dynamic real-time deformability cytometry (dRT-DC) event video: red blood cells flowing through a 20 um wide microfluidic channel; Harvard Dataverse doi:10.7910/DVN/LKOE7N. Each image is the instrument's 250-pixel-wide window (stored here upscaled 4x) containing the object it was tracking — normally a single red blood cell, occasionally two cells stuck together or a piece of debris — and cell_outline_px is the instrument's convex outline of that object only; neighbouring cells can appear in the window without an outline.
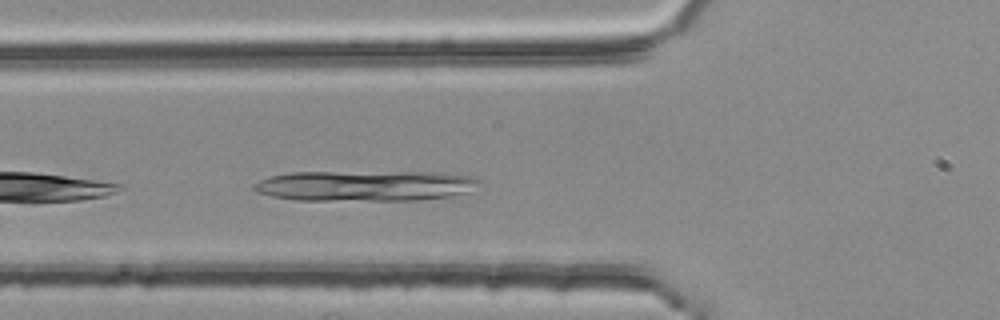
{"species": "common noctule bat (a hibernating species)", "species_latin": "Nyctalus noctula", "temperature_condition": "room temperature", "stored_images_in_passage": 31, "camera_frame_rate_fps": 3000, "um_per_image_px": 0.085, "animal": {"sex": "female", "body_mass_g": 25.1}, "frame": {"image": 1, "passage_image": 4, "time_ms": 1.0, "image_size_px": [1000, 320], "cell_outline_px": [[480, 180], [468, 192], [448, 196], [416, 200], [296, 200], [272, 196], [256, 192], [252, 188], [252, 184], [268, 176], [292, 172], [444, 172], [468, 176]], "centroid_in_image_um": [30.96, 15.78], "position_along_channel_um": 94.8, "area_um2": 40.11}}
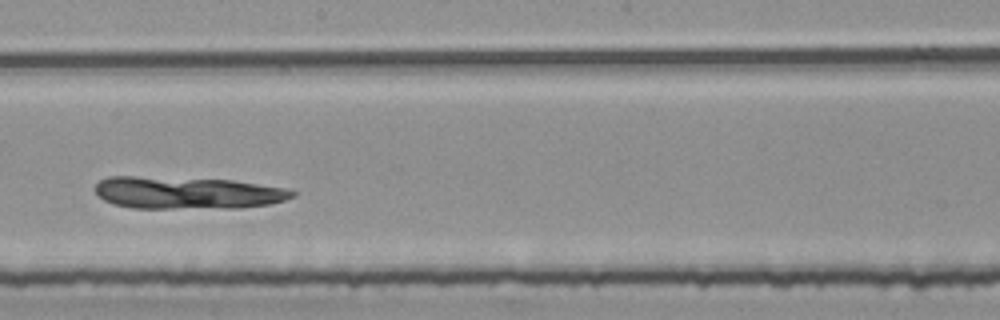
{"frame": {"image": 2, "passage_image": 15, "time_ms": 4.667, "image_size_px": [1000, 320], "cell_outline_px": [[296, 196], [284, 200], [268, 204], [240, 208], [132, 208], [112, 204], [104, 200], [96, 192], [96, 184], [100, 180], [108, 176], [136, 176], [232, 180], [292, 188], [296, 192]], "centroid_in_image_um": [15.96, 16.38], "position_along_channel_um": 232.2, "area_um2": 37.4}}
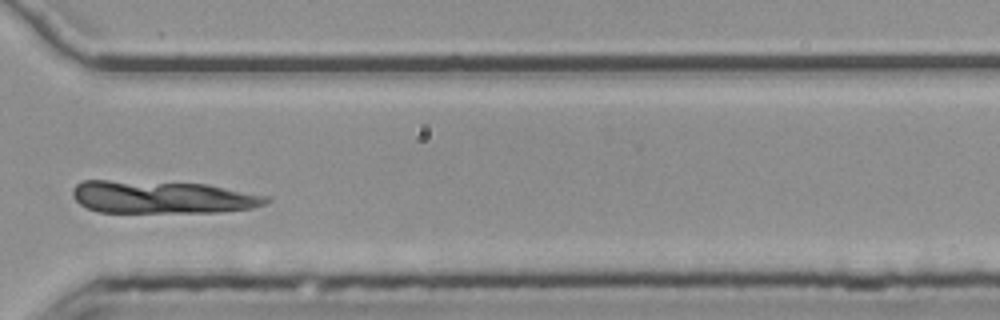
{"frame": {"image": 3, "passage_image": 25, "time_ms": 8.0, "image_size_px": [1000, 320], "cell_outline_px": [[272, 200], [264, 204], [252, 208], [220, 212], [100, 212], [88, 208], [80, 204], [72, 196], [72, 188], [80, 180], [108, 180], [208, 184], [272, 196]], "centroid_in_image_um": [13.83, 16.75], "position_along_channel_um": 356.8, "area_um2": 37.17}}